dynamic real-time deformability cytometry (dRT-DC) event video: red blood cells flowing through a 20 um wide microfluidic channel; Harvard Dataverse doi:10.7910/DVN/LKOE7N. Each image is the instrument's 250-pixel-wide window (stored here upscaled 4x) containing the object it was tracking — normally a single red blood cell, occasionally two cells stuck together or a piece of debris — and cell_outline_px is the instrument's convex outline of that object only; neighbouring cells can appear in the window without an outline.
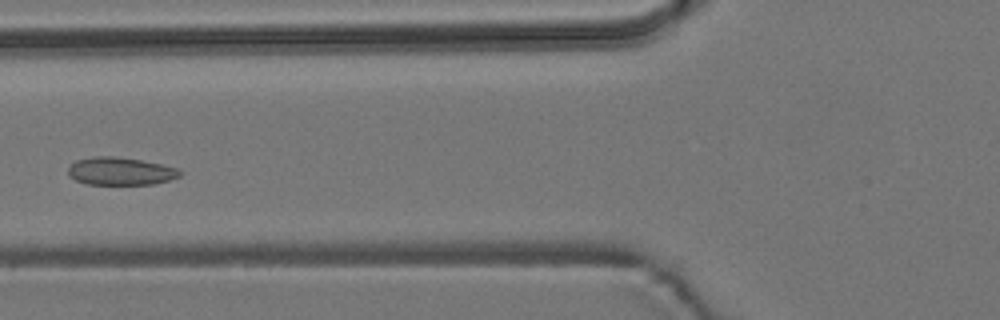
{"species": "common noctule bat (a hibernating species)", "species_latin": "Nyctalus noctula", "temperature_condition": "room temperature", "stored_images_in_passage": 7, "camera_frame_rate_fps": 3000, "um_per_image_px": 0.085, "animal": {"sex": "male", "body_mass_g": 19.2, "forearm_length_mm": 51.8}, "frame": {"image": 1, "passage_image": 6, "time_ms": 6.0, "image_size_px": [1000, 320], "cell_outline_px": [[184, 172], [180, 176], [168, 180], [152, 184], [88, 184], [76, 180], [68, 176], [68, 168], [76, 160], [92, 156], [112, 156], [140, 160], [160, 164], [176, 168]], "centroid_in_image_um": [10.22, 14.55], "position_along_channel_um": 115.6, "area_um2": 17.98}}
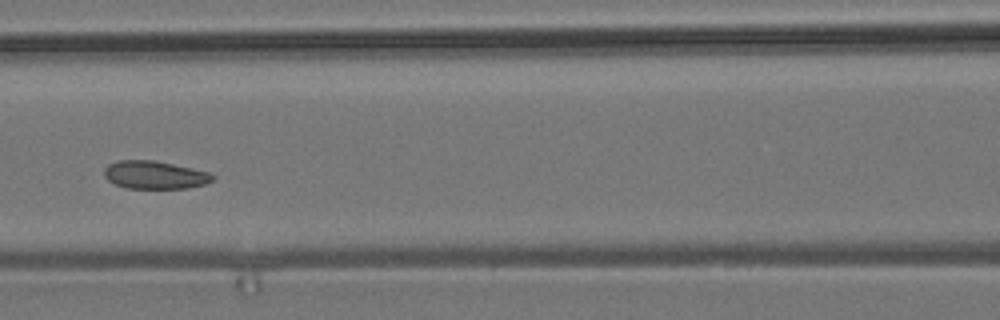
{"frame": {"image": 2, "passage_image": 7, "time_ms": 7.0, "image_size_px": [1000, 320], "cell_outline_px": [[216, 176], [212, 180], [204, 184], [188, 188], [124, 188], [108, 180], [104, 176], [104, 168], [108, 164], [120, 160], [152, 160], [212, 172]], "centroid_in_image_um": [13.16, 14.87], "position_along_channel_um": 153.4, "area_um2": 17.69}}